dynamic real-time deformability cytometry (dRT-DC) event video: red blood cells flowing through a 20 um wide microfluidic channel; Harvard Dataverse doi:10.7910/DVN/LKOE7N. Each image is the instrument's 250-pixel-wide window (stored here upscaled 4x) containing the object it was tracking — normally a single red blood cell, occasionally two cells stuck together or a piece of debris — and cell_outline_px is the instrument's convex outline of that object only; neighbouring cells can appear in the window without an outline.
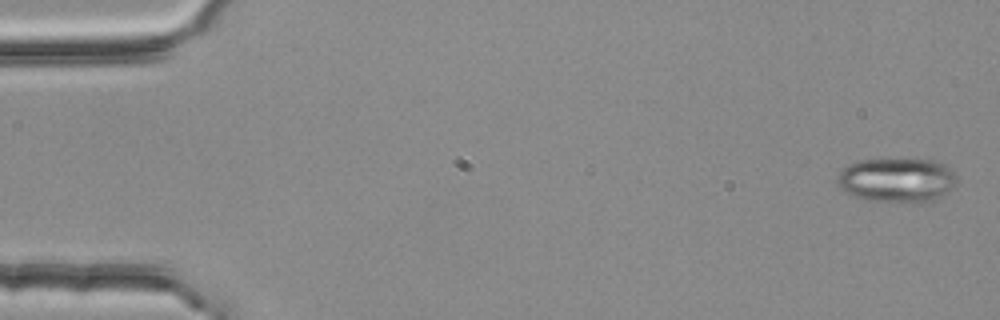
{"species": "common noctule bat (a hibernating species)", "species_latin": "Nyctalus noctula", "temperature_condition": "room temperature", "stored_images_in_passage": 4, "camera_frame_rate_fps": 3000, "um_per_image_px": 0.085, "animal": {"sex": "female", "body_mass_g": 25.1}, "frame": {"image": 1, "passage_image": 1, "time_ms": 0.0, "image_size_px": [1000, 320], "cell_outline_px": [[960, 184], [936, 200], [920, 204], [868, 200], [852, 196], [840, 188], [836, 180], [836, 176], [848, 164], [856, 160], [880, 156], [916, 156], [936, 160], [944, 164], [956, 176]], "centroid_in_image_um": [76.27, 15.24], "position_along_channel_um": 8.7, "area_um2": 33.18}}